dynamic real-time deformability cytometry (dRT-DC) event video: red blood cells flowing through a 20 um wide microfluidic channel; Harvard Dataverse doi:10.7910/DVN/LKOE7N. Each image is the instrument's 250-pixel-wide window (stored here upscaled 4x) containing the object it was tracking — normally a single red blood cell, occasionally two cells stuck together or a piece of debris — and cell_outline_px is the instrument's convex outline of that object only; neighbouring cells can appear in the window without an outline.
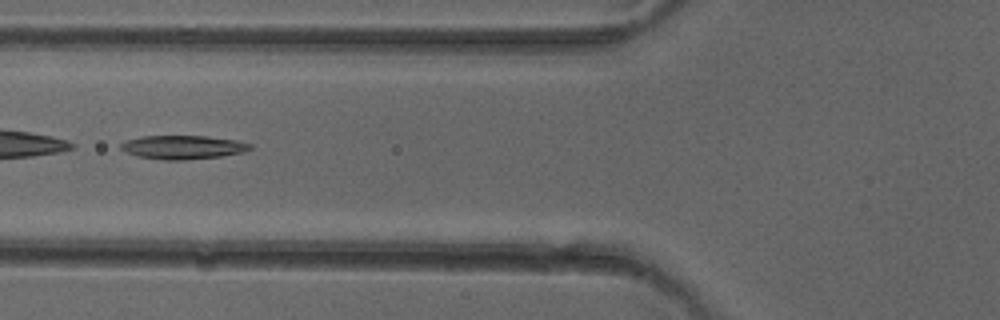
{"species": "common noctule bat (a hibernating species)", "species_latin": "Nyctalus noctula", "temperature_condition": "cold", "stored_images_in_passage": 43, "camera_frame_rate_fps": 3000, "um_per_image_px": 0.085, "animal": {"sex": "female"}, "frame": {"image": 1, "passage_image": 13, "time_ms": 4.0, "image_size_px": [1000, 320], "cell_outline_px": [[252, 148], [244, 152], [220, 156], [184, 160], [164, 160], [140, 156], [128, 152], [120, 148], [120, 144], [124, 140], [140, 136], [208, 136], [236, 140], [252, 144]], "centroid_in_image_um": [15.56, 12.5], "position_along_channel_um": 110.2, "area_um2": 17.8}}
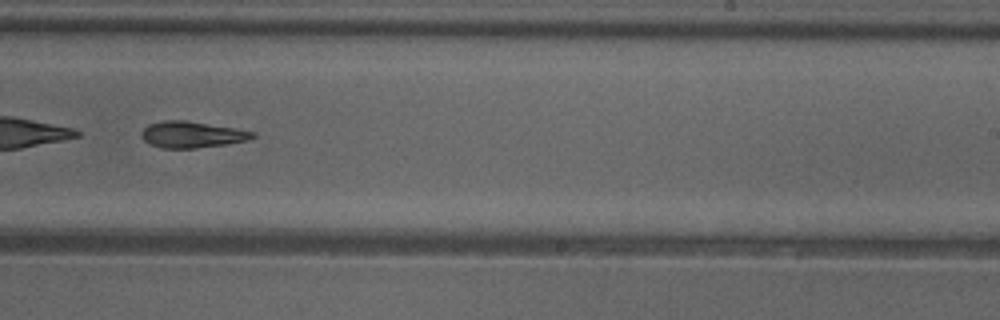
{"frame": {"image": 2, "passage_image": 25, "time_ms": 8.0, "image_size_px": [1000, 320], "cell_outline_px": [[256, 136], [248, 140], [228, 144], [196, 148], [160, 148], [148, 144], [140, 136], [140, 132], [148, 124], [164, 120], [184, 120], [236, 128], [252, 132]], "centroid_in_image_um": [16.26, 11.44], "position_along_channel_um": 272.7, "area_um2": 17.17}}
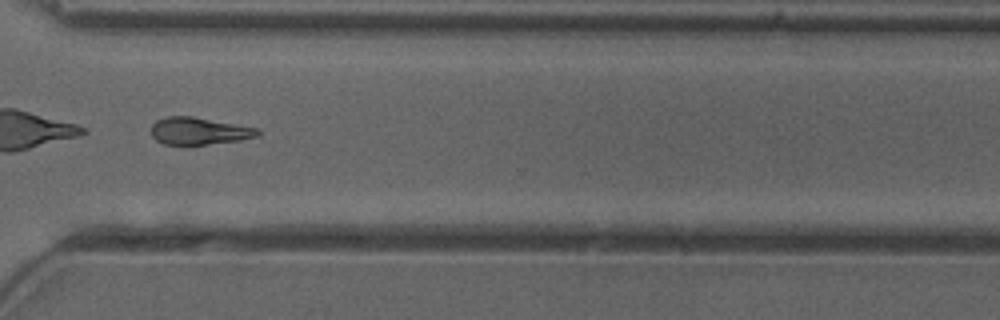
{"frame": {"image": 3, "passage_image": 31, "time_ms": 10.0, "image_size_px": [1000, 320], "cell_outline_px": [[260, 136], [240, 140], [208, 144], [164, 144], [156, 140], [152, 136], [152, 124], [156, 120], [164, 116], [192, 116], [260, 128]], "centroid_in_image_um": [16.94, 11.12], "position_along_channel_um": 353.7, "area_um2": 16.99}, "authors_computed_cell_mechanics": {"area_um2": 18.1492, "velocity_mm_per_s": 4.056, "shape_relaxation_time_tau1_ms": 6.143, "shape_relaxation_time_tau2_ms": null, "deformation_change_tau1": 0.1626, "deformation_change_tau2": null}}